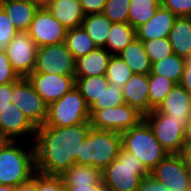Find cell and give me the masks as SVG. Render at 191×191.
Listing matches in <instances>:
<instances>
[{
  "mask_svg": "<svg viewBox=\"0 0 191 191\" xmlns=\"http://www.w3.org/2000/svg\"><path fill=\"white\" fill-rule=\"evenodd\" d=\"M35 172L33 142L9 140L0 142V185L16 187L28 181Z\"/></svg>",
  "mask_w": 191,
  "mask_h": 191,
  "instance_id": "obj_2",
  "label": "cell"
},
{
  "mask_svg": "<svg viewBox=\"0 0 191 191\" xmlns=\"http://www.w3.org/2000/svg\"><path fill=\"white\" fill-rule=\"evenodd\" d=\"M67 30L46 7H41L27 32L37 47H43L64 42Z\"/></svg>",
  "mask_w": 191,
  "mask_h": 191,
  "instance_id": "obj_14",
  "label": "cell"
},
{
  "mask_svg": "<svg viewBox=\"0 0 191 191\" xmlns=\"http://www.w3.org/2000/svg\"><path fill=\"white\" fill-rule=\"evenodd\" d=\"M187 61L191 64V56L187 59Z\"/></svg>",
  "mask_w": 191,
  "mask_h": 191,
  "instance_id": "obj_51",
  "label": "cell"
},
{
  "mask_svg": "<svg viewBox=\"0 0 191 191\" xmlns=\"http://www.w3.org/2000/svg\"><path fill=\"white\" fill-rule=\"evenodd\" d=\"M160 5V0H131L129 3L128 23L136 29L148 22Z\"/></svg>",
  "mask_w": 191,
  "mask_h": 191,
  "instance_id": "obj_30",
  "label": "cell"
},
{
  "mask_svg": "<svg viewBox=\"0 0 191 191\" xmlns=\"http://www.w3.org/2000/svg\"><path fill=\"white\" fill-rule=\"evenodd\" d=\"M124 103L125 101L122 94V89L109 84L106 90H104L101 99L97 100L89 109L116 107Z\"/></svg>",
  "mask_w": 191,
  "mask_h": 191,
  "instance_id": "obj_35",
  "label": "cell"
},
{
  "mask_svg": "<svg viewBox=\"0 0 191 191\" xmlns=\"http://www.w3.org/2000/svg\"><path fill=\"white\" fill-rule=\"evenodd\" d=\"M46 8L67 29L82 25L85 14L79 0H51Z\"/></svg>",
  "mask_w": 191,
  "mask_h": 191,
  "instance_id": "obj_20",
  "label": "cell"
},
{
  "mask_svg": "<svg viewBox=\"0 0 191 191\" xmlns=\"http://www.w3.org/2000/svg\"><path fill=\"white\" fill-rule=\"evenodd\" d=\"M75 87L80 91L87 106L90 108L109 85L106 76L75 77Z\"/></svg>",
  "mask_w": 191,
  "mask_h": 191,
  "instance_id": "obj_27",
  "label": "cell"
},
{
  "mask_svg": "<svg viewBox=\"0 0 191 191\" xmlns=\"http://www.w3.org/2000/svg\"><path fill=\"white\" fill-rule=\"evenodd\" d=\"M150 174L172 191H191V169L179 153L168 154Z\"/></svg>",
  "mask_w": 191,
  "mask_h": 191,
  "instance_id": "obj_11",
  "label": "cell"
},
{
  "mask_svg": "<svg viewBox=\"0 0 191 191\" xmlns=\"http://www.w3.org/2000/svg\"><path fill=\"white\" fill-rule=\"evenodd\" d=\"M186 62L187 59L173 53L160 61L153 62L149 74L161 75L179 84Z\"/></svg>",
  "mask_w": 191,
  "mask_h": 191,
  "instance_id": "obj_28",
  "label": "cell"
},
{
  "mask_svg": "<svg viewBox=\"0 0 191 191\" xmlns=\"http://www.w3.org/2000/svg\"><path fill=\"white\" fill-rule=\"evenodd\" d=\"M0 191H15V187L9 185H0Z\"/></svg>",
  "mask_w": 191,
  "mask_h": 191,
  "instance_id": "obj_49",
  "label": "cell"
},
{
  "mask_svg": "<svg viewBox=\"0 0 191 191\" xmlns=\"http://www.w3.org/2000/svg\"><path fill=\"white\" fill-rule=\"evenodd\" d=\"M65 186L73 185H98L103 182L102 170L93 166L73 165L62 175Z\"/></svg>",
  "mask_w": 191,
  "mask_h": 191,
  "instance_id": "obj_24",
  "label": "cell"
},
{
  "mask_svg": "<svg viewBox=\"0 0 191 191\" xmlns=\"http://www.w3.org/2000/svg\"><path fill=\"white\" fill-rule=\"evenodd\" d=\"M161 6L169 9L177 17L191 14V0H160Z\"/></svg>",
  "mask_w": 191,
  "mask_h": 191,
  "instance_id": "obj_39",
  "label": "cell"
},
{
  "mask_svg": "<svg viewBox=\"0 0 191 191\" xmlns=\"http://www.w3.org/2000/svg\"><path fill=\"white\" fill-rule=\"evenodd\" d=\"M0 6L19 32H27L29 30L30 24L40 8L29 0L0 2Z\"/></svg>",
  "mask_w": 191,
  "mask_h": 191,
  "instance_id": "obj_21",
  "label": "cell"
},
{
  "mask_svg": "<svg viewBox=\"0 0 191 191\" xmlns=\"http://www.w3.org/2000/svg\"><path fill=\"white\" fill-rule=\"evenodd\" d=\"M144 115L126 103L104 109H90L91 128L122 133L137 126Z\"/></svg>",
  "mask_w": 191,
  "mask_h": 191,
  "instance_id": "obj_7",
  "label": "cell"
},
{
  "mask_svg": "<svg viewBox=\"0 0 191 191\" xmlns=\"http://www.w3.org/2000/svg\"><path fill=\"white\" fill-rule=\"evenodd\" d=\"M64 43L75 59L87 55L97 47L82 26L68 29Z\"/></svg>",
  "mask_w": 191,
  "mask_h": 191,
  "instance_id": "obj_29",
  "label": "cell"
},
{
  "mask_svg": "<svg viewBox=\"0 0 191 191\" xmlns=\"http://www.w3.org/2000/svg\"><path fill=\"white\" fill-rule=\"evenodd\" d=\"M121 148L120 133L90 128L81 143L76 164L93 166L103 171L117 158Z\"/></svg>",
  "mask_w": 191,
  "mask_h": 191,
  "instance_id": "obj_3",
  "label": "cell"
},
{
  "mask_svg": "<svg viewBox=\"0 0 191 191\" xmlns=\"http://www.w3.org/2000/svg\"><path fill=\"white\" fill-rule=\"evenodd\" d=\"M168 39L173 53L188 59L191 56V19L186 16L177 17Z\"/></svg>",
  "mask_w": 191,
  "mask_h": 191,
  "instance_id": "obj_22",
  "label": "cell"
},
{
  "mask_svg": "<svg viewBox=\"0 0 191 191\" xmlns=\"http://www.w3.org/2000/svg\"><path fill=\"white\" fill-rule=\"evenodd\" d=\"M144 120L151 127L155 138L169 153H180L185 140V125L182 119L168 117L153 109L144 115Z\"/></svg>",
  "mask_w": 191,
  "mask_h": 191,
  "instance_id": "obj_8",
  "label": "cell"
},
{
  "mask_svg": "<svg viewBox=\"0 0 191 191\" xmlns=\"http://www.w3.org/2000/svg\"><path fill=\"white\" fill-rule=\"evenodd\" d=\"M97 47H105L112 22L102 13L84 16L81 25Z\"/></svg>",
  "mask_w": 191,
  "mask_h": 191,
  "instance_id": "obj_25",
  "label": "cell"
},
{
  "mask_svg": "<svg viewBox=\"0 0 191 191\" xmlns=\"http://www.w3.org/2000/svg\"><path fill=\"white\" fill-rule=\"evenodd\" d=\"M65 191H111L104 186L103 182L98 185H73L65 186Z\"/></svg>",
  "mask_w": 191,
  "mask_h": 191,
  "instance_id": "obj_43",
  "label": "cell"
},
{
  "mask_svg": "<svg viewBox=\"0 0 191 191\" xmlns=\"http://www.w3.org/2000/svg\"><path fill=\"white\" fill-rule=\"evenodd\" d=\"M35 134L36 127L15 103L0 110L1 140L34 142Z\"/></svg>",
  "mask_w": 191,
  "mask_h": 191,
  "instance_id": "obj_13",
  "label": "cell"
},
{
  "mask_svg": "<svg viewBox=\"0 0 191 191\" xmlns=\"http://www.w3.org/2000/svg\"><path fill=\"white\" fill-rule=\"evenodd\" d=\"M29 1L38 5L41 8V7H46L51 0H29Z\"/></svg>",
  "mask_w": 191,
  "mask_h": 191,
  "instance_id": "obj_48",
  "label": "cell"
},
{
  "mask_svg": "<svg viewBox=\"0 0 191 191\" xmlns=\"http://www.w3.org/2000/svg\"><path fill=\"white\" fill-rule=\"evenodd\" d=\"M133 74V71L118 54L111 55L105 75L110 85H114L117 88L122 89Z\"/></svg>",
  "mask_w": 191,
  "mask_h": 191,
  "instance_id": "obj_31",
  "label": "cell"
},
{
  "mask_svg": "<svg viewBox=\"0 0 191 191\" xmlns=\"http://www.w3.org/2000/svg\"><path fill=\"white\" fill-rule=\"evenodd\" d=\"M189 94H191V64L187 61L184 67L181 81L179 83Z\"/></svg>",
  "mask_w": 191,
  "mask_h": 191,
  "instance_id": "obj_44",
  "label": "cell"
},
{
  "mask_svg": "<svg viewBox=\"0 0 191 191\" xmlns=\"http://www.w3.org/2000/svg\"><path fill=\"white\" fill-rule=\"evenodd\" d=\"M12 92H13V83L0 85V110L11 105Z\"/></svg>",
  "mask_w": 191,
  "mask_h": 191,
  "instance_id": "obj_42",
  "label": "cell"
},
{
  "mask_svg": "<svg viewBox=\"0 0 191 191\" xmlns=\"http://www.w3.org/2000/svg\"><path fill=\"white\" fill-rule=\"evenodd\" d=\"M105 49L112 55L119 54L129 43L136 38V29L129 23H112L107 35Z\"/></svg>",
  "mask_w": 191,
  "mask_h": 191,
  "instance_id": "obj_26",
  "label": "cell"
},
{
  "mask_svg": "<svg viewBox=\"0 0 191 191\" xmlns=\"http://www.w3.org/2000/svg\"><path fill=\"white\" fill-rule=\"evenodd\" d=\"M111 53L103 48L96 47L85 56L75 59V77L105 76Z\"/></svg>",
  "mask_w": 191,
  "mask_h": 191,
  "instance_id": "obj_19",
  "label": "cell"
},
{
  "mask_svg": "<svg viewBox=\"0 0 191 191\" xmlns=\"http://www.w3.org/2000/svg\"><path fill=\"white\" fill-rule=\"evenodd\" d=\"M27 79L48 106L70 92L76 83L75 76L36 73L34 71Z\"/></svg>",
  "mask_w": 191,
  "mask_h": 191,
  "instance_id": "obj_15",
  "label": "cell"
},
{
  "mask_svg": "<svg viewBox=\"0 0 191 191\" xmlns=\"http://www.w3.org/2000/svg\"><path fill=\"white\" fill-rule=\"evenodd\" d=\"M176 18L169 9L160 5L148 22L136 28V38L147 41L168 37Z\"/></svg>",
  "mask_w": 191,
  "mask_h": 191,
  "instance_id": "obj_17",
  "label": "cell"
},
{
  "mask_svg": "<svg viewBox=\"0 0 191 191\" xmlns=\"http://www.w3.org/2000/svg\"><path fill=\"white\" fill-rule=\"evenodd\" d=\"M179 154L181 155L183 161L191 169V140H184Z\"/></svg>",
  "mask_w": 191,
  "mask_h": 191,
  "instance_id": "obj_46",
  "label": "cell"
},
{
  "mask_svg": "<svg viewBox=\"0 0 191 191\" xmlns=\"http://www.w3.org/2000/svg\"><path fill=\"white\" fill-rule=\"evenodd\" d=\"M18 32L7 13L0 6V52L5 51L7 45Z\"/></svg>",
  "mask_w": 191,
  "mask_h": 191,
  "instance_id": "obj_36",
  "label": "cell"
},
{
  "mask_svg": "<svg viewBox=\"0 0 191 191\" xmlns=\"http://www.w3.org/2000/svg\"><path fill=\"white\" fill-rule=\"evenodd\" d=\"M15 191H37V172L28 181L17 185Z\"/></svg>",
  "mask_w": 191,
  "mask_h": 191,
  "instance_id": "obj_45",
  "label": "cell"
},
{
  "mask_svg": "<svg viewBox=\"0 0 191 191\" xmlns=\"http://www.w3.org/2000/svg\"><path fill=\"white\" fill-rule=\"evenodd\" d=\"M137 191H172L151 174L141 178Z\"/></svg>",
  "mask_w": 191,
  "mask_h": 191,
  "instance_id": "obj_40",
  "label": "cell"
},
{
  "mask_svg": "<svg viewBox=\"0 0 191 191\" xmlns=\"http://www.w3.org/2000/svg\"><path fill=\"white\" fill-rule=\"evenodd\" d=\"M131 0H106L102 14L112 23H128Z\"/></svg>",
  "mask_w": 191,
  "mask_h": 191,
  "instance_id": "obj_34",
  "label": "cell"
},
{
  "mask_svg": "<svg viewBox=\"0 0 191 191\" xmlns=\"http://www.w3.org/2000/svg\"><path fill=\"white\" fill-rule=\"evenodd\" d=\"M185 140H191V117L185 127Z\"/></svg>",
  "mask_w": 191,
  "mask_h": 191,
  "instance_id": "obj_47",
  "label": "cell"
},
{
  "mask_svg": "<svg viewBox=\"0 0 191 191\" xmlns=\"http://www.w3.org/2000/svg\"><path fill=\"white\" fill-rule=\"evenodd\" d=\"M86 122H90V109L80 91L74 87L48 106V116L44 125L68 127Z\"/></svg>",
  "mask_w": 191,
  "mask_h": 191,
  "instance_id": "obj_6",
  "label": "cell"
},
{
  "mask_svg": "<svg viewBox=\"0 0 191 191\" xmlns=\"http://www.w3.org/2000/svg\"><path fill=\"white\" fill-rule=\"evenodd\" d=\"M149 74H133L129 81L122 87V94L127 105L134 107L141 114L150 113L153 109L149 106Z\"/></svg>",
  "mask_w": 191,
  "mask_h": 191,
  "instance_id": "obj_18",
  "label": "cell"
},
{
  "mask_svg": "<svg viewBox=\"0 0 191 191\" xmlns=\"http://www.w3.org/2000/svg\"><path fill=\"white\" fill-rule=\"evenodd\" d=\"M150 172L132 153L120 149L117 158L103 171V184L111 191H137L141 178Z\"/></svg>",
  "mask_w": 191,
  "mask_h": 191,
  "instance_id": "obj_5",
  "label": "cell"
},
{
  "mask_svg": "<svg viewBox=\"0 0 191 191\" xmlns=\"http://www.w3.org/2000/svg\"><path fill=\"white\" fill-rule=\"evenodd\" d=\"M85 15L102 13L106 0H79Z\"/></svg>",
  "mask_w": 191,
  "mask_h": 191,
  "instance_id": "obj_41",
  "label": "cell"
},
{
  "mask_svg": "<svg viewBox=\"0 0 191 191\" xmlns=\"http://www.w3.org/2000/svg\"><path fill=\"white\" fill-rule=\"evenodd\" d=\"M34 72L74 76L75 57L64 42L38 47Z\"/></svg>",
  "mask_w": 191,
  "mask_h": 191,
  "instance_id": "obj_10",
  "label": "cell"
},
{
  "mask_svg": "<svg viewBox=\"0 0 191 191\" xmlns=\"http://www.w3.org/2000/svg\"><path fill=\"white\" fill-rule=\"evenodd\" d=\"M20 77L13 70L5 51L0 52V85L16 82Z\"/></svg>",
  "mask_w": 191,
  "mask_h": 191,
  "instance_id": "obj_38",
  "label": "cell"
},
{
  "mask_svg": "<svg viewBox=\"0 0 191 191\" xmlns=\"http://www.w3.org/2000/svg\"><path fill=\"white\" fill-rule=\"evenodd\" d=\"M134 74L148 75L151 72L152 63L147 56L143 42L135 38L119 54Z\"/></svg>",
  "mask_w": 191,
  "mask_h": 191,
  "instance_id": "obj_23",
  "label": "cell"
},
{
  "mask_svg": "<svg viewBox=\"0 0 191 191\" xmlns=\"http://www.w3.org/2000/svg\"><path fill=\"white\" fill-rule=\"evenodd\" d=\"M91 128L90 122L65 127H36L35 170L46 175H62L76 164L81 143Z\"/></svg>",
  "mask_w": 191,
  "mask_h": 191,
  "instance_id": "obj_1",
  "label": "cell"
},
{
  "mask_svg": "<svg viewBox=\"0 0 191 191\" xmlns=\"http://www.w3.org/2000/svg\"><path fill=\"white\" fill-rule=\"evenodd\" d=\"M11 100L35 127L46 123L48 105L35 91L27 77H21L13 82Z\"/></svg>",
  "mask_w": 191,
  "mask_h": 191,
  "instance_id": "obj_9",
  "label": "cell"
},
{
  "mask_svg": "<svg viewBox=\"0 0 191 191\" xmlns=\"http://www.w3.org/2000/svg\"><path fill=\"white\" fill-rule=\"evenodd\" d=\"M23 1V0H0V2Z\"/></svg>",
  "mask_w": 191,
  "mask_h": 191,
  "instance_id": "obj_50",
  "label": "cell"
},
{
  "mask_svg": "<svg viewBox=\"0 0 191 191\" xmlns=\"http://www.w3.org/2000/svg\"><path fill=\"white\" fill-rule=\"evenodd\" d=\"M144 50L151 63L160 61L173 54V49L168 37L142 41Z\"/></svg>",
  "mask_w": 191,
  "mask_h": 191,
  "instance_id": "obj_33",
  "label": "cell"
},
{
  "mask_svg": "<svg viewBox=\"0 0 191 191\" xmlns=\"http://www.w3.org/2000/svg\"><path fill=\"white\" fill-rule=\"evenodd\" d=\"M155 110L170 118L182 119L186 126L191 117V95L176 84Z\"/></svg>",
  "mask_w": 191,
  "mask_h": 191,
  "instance_id": "obj_16",
  "label": "cell"
},
{
  "mask_svg": "<svg viewBox=\"0 0 191 191\" xmlns=\"http://www.w3.org/2000/svg\"><path fill=\"white\" fill-rule=\"evenodd\" d=\"M122 149L132 153L151 172L168 154L143 119L137 126L120 133Z\"/></svg>",
  "mask_w": 191,
  "mask_h": 191,
  "instance_id": "obj_4",
  "label": "cell"
},
{
  "mask_svg": "<svg viewBox=\"0 0 191 191\" xmlns=\"http://www.w3.org/2000/svg\"><path fill=\"white\" fill-rule=\"evenodd\" d=\"M37 191H65L61 175H46L37 172Z\"/></svg>",
  "mask_w": 191,
  "mask_h": 191,
  "instance_id": "obj_37",
  "label": "cell"
},
{
  "mask_svg": "<svg viewBox=\"0 0 191 191\" xmlns=\"http://www.w3.org/2000/svg\"><path fill=\"white\" fill-rule=\"evenodd\" d=\"M176 84L167 77L149 74V106L156 109Z\"/></svg>",
  "mask_w": 191,
  "mask_h": 191,
  "instance_id": "obj_32",
  "label": "cell"
},
{
  "mask_svg": "<svg viewBox=\"0 0 191 191\" xmlns=\"http://www.w3.org/2000/svg\"><path fill=\"white\" fill-rule=\"evenodd\" d=\"M37 46L28 32L20 31L7 45L5 52L13 70L21 77H28L35 69Z\"/></svg>",
  "mask_w": 191,
  "mask_h": 191,
  "instance_id": "obj_12",
  "label": "cell"
}]
</instances>
